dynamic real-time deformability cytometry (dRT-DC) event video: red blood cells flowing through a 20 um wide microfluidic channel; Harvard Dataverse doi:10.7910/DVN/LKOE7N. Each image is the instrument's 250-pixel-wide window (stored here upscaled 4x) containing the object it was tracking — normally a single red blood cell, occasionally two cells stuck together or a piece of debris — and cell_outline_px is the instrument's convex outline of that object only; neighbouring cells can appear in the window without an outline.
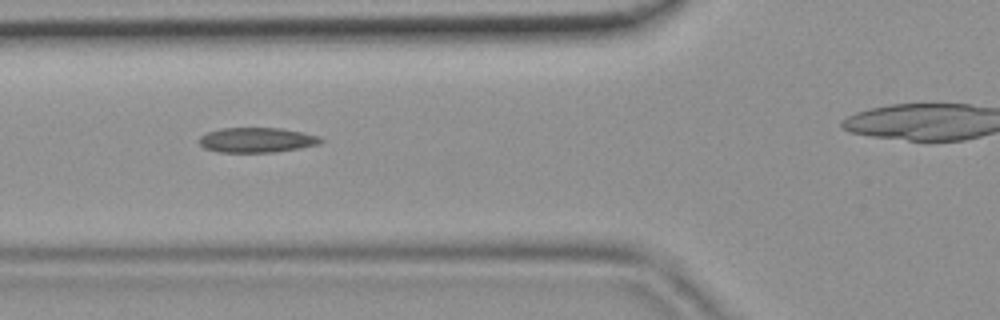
{"species": "common noctule bat (a hibernating species)", "species_latin": "Nyctalus noctula", "temperature_condition": "room temperature", "stored_images_in_passage": 41, "camera_frame_rate_fps": 3000, "um_per_image_px": 0.085, "animal": {"sex": "female", "body_mass_g": 19.9}, "frame": {"image": 1, "passage_image": 18, "time_ms": 5.667, "image_size_px": [1000, 320], "cell_outline_px": [[324, 140], [320, 144], [300, 148], [276, 152], [216, 152], [204, 148], [200, 144], [200, 136], [208, 132], [220, 128], [280, 128], [320, 136]], "centroid_in_image_um": [21.83, 11.9], "position_along_channel_um": 104.0, "area_um2": 17.69}}
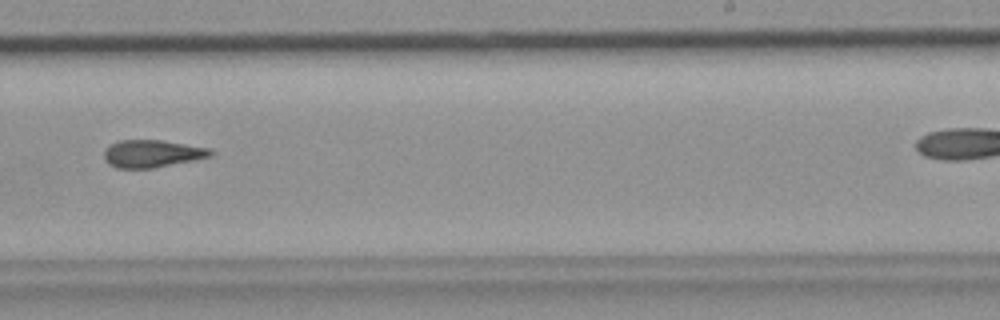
{"frame": {"image": 2, "passage_image": 30, "time_ms": 9.667, "image_size_px": [1000, 320], "cell_outline_px": [[216, 152], [212, 156], [152, 168], [116, 168], [108, 164], [104, 156], [104, 152], [112, 144], [120, 140], [164, 140], [212, 148]], "centroid_in_image_um": [12.99, 13.05], "position_along_channel_um": 276.0, "area_um2": 17.05}}
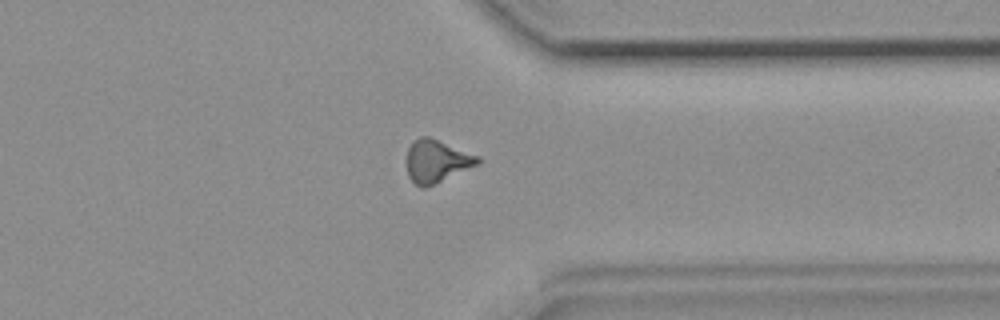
{"frame": {"image": 3, "passage_image": 37, "time_ms": 12.0, "image_size_px": [1000, 320], "cell_outline_px": [[480, 164], [424, 188], [420, 188], [408, 176], [408, 148], [412, 140], [420, 136], [428, 136], [480, 156]], "centroid_in_image_um": [37.13, 13.68], "position_along_channel_um": 374.3, "area_um2": 17.57}}